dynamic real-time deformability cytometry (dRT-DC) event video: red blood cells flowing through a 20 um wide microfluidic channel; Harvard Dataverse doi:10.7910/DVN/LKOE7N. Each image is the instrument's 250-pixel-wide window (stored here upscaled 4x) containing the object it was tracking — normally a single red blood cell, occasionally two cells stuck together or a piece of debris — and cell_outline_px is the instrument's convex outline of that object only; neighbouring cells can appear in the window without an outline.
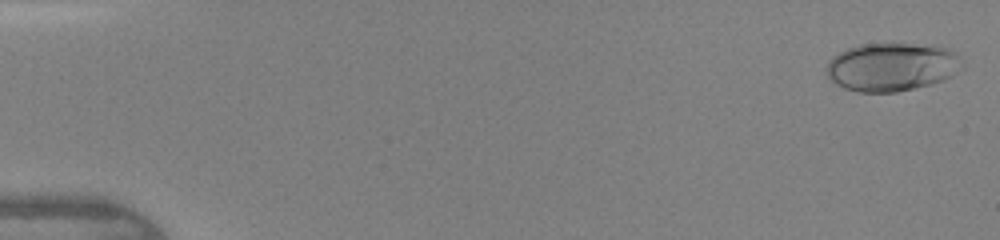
{"species": "human", "species_latin": "Homo sapiens", "temperature_condition": "warm", "stored_images_in_passage": 44, "camera_frame_rate_fps": 3000, "um_per_image_px": 0.085, "donor": {"sex": "female"}, "frame": {"image": 1, "passage_image": 1, "time_ms": 0.0, "image_size_px": [1000, 240], "cell_outline_px": [[964, 68], [952, 76], [944, 80], [896, 92], [856, 92], [844, 88], [836, 84], [828, 76], [828, 60], [832, 56], [848, 48], [860, 44], [908, 44], [948, 48], [956, 52], [964, 64]], "centroid_in_image_um": [75.82, 5.69], "position_along_channel_um": 9.2, "area_um2": 38.09}}
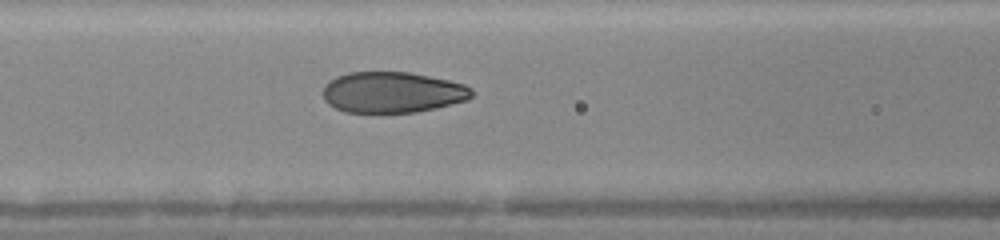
{"frame": {"image": 2, "passage_image": 19, "time_ms": 6.0, "image_size_px": [1000, 240], "cell_outline_px": [[472, 96], [468, 100], [416, 112], [344, 112], [328, 104], [324, 100], [324, 84], [328, 80], [336, 76], [348, 72], [408, 72], [448, 80], [464, 84], [472, 88]], "centroid_in_image_um": [33.33, 7.84], "position_along_channel_um": 133.3, "area_um2": 35.43}}
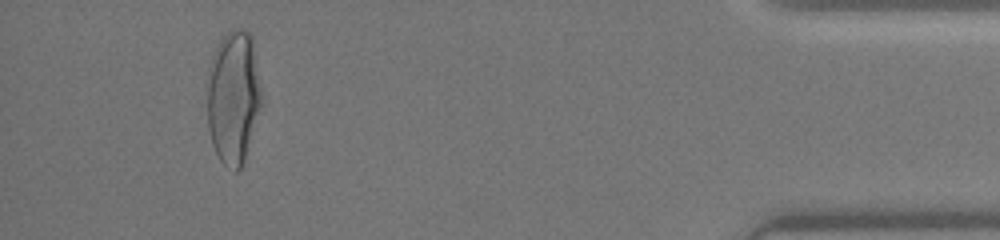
{"frame": {"image": 3, "passage_image": 41, "time_ms": 13.333, "image_size_px": [1000, 240], "cell_outline_px": [[264, 100], [244, 160], [240, 168], [236, 172], [224, 164], [220, 160], [212, 144], [208, 128], [208, 68], [212, 56], [220, 40], [232, 28], [240, 28], [248, 32], [252, 36]], "centroid_in_image_um": [19.87, 8.24], "position_along_channel_um": 415.3, "area_um2": 42.66}}